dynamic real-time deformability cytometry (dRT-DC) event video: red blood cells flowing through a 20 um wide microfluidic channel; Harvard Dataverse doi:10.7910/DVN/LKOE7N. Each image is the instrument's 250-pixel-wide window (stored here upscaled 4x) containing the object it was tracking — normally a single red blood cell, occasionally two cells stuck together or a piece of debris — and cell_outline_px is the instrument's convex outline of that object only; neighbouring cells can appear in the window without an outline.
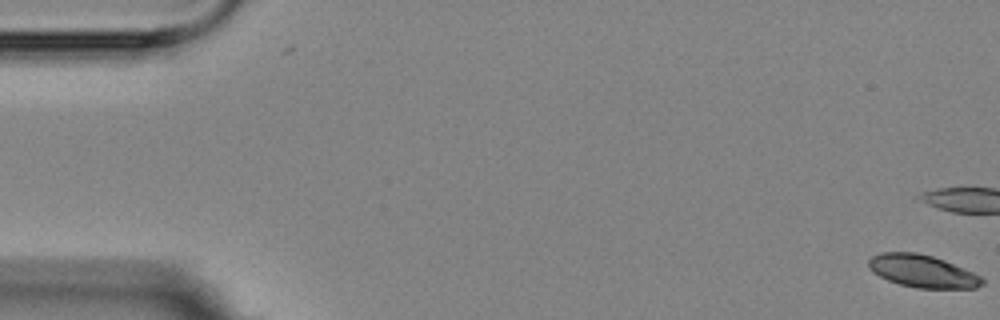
{"species": "Egyptian fruit bat (a non-hibernating species)", "species_latin": "Rousettus aegyptiacus", "temperature_condition": "room temperature", "stored_images_in_passage": 7, "camera_frame_rate_fps": 3000, "um_per_image_px": 0.085, "animal": {"sex": "female"}, "frame": {"image": 1, "passage_image": 1, "time_ms": 0.0, "image_size_px": [1000, 320], "cell_outline_px": [[984, 284], [976, 288], [916, 288], [900, 284], [888, 280], [872, 272], [868, 268], [868, 260], [872, 256], [880, 252], [916, 252], [932, 256], [944, 260], [964, 268], [980, 276], [984, 280]], "centroid_in_image_um": [78.39, 23.04], "position_along_channel_um": 6.6, "area_um2": 21.56}}